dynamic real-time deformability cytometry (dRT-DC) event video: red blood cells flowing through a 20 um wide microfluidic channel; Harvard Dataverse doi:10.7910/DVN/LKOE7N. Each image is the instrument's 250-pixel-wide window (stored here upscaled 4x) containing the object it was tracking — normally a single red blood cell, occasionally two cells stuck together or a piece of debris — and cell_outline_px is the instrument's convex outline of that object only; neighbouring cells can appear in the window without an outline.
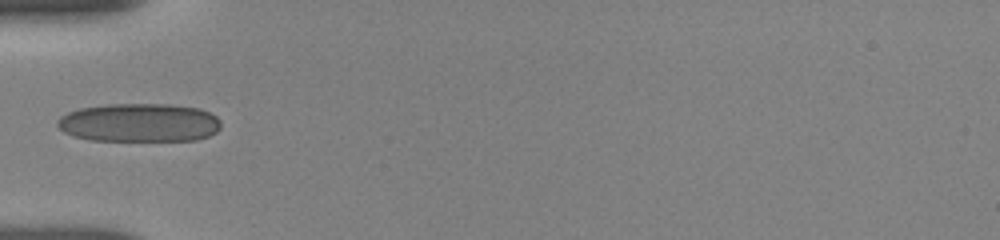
{"species": "human", "species_latin": "Homo sapiens", "temperature_condition": "room temperature", "stored_images_in_passage": 53, "camera_frame_rate_fps": 3000, "um_per_image_px": 0.085, "donor": {"sex": "female"}, "frame": {"image": 1, "passage_image": 1, "time_ms": 0.0, "image_size_px": [1000, 240], "cell_outline_px": [[220, 128], [216, 132], [208, 136], [196, 140], [88, 140], [72, 136], [64, 132], [56, 124], [56, 120], [60, 116], [68, 112], [80, 108], [108, 104], [168, 104], [200, 108], [216, 116], [220, 120]], "centroid_in_image_um": [11.82, 10.42], "position_along_channel_um": 73.2, "area_um2": 36.88}}
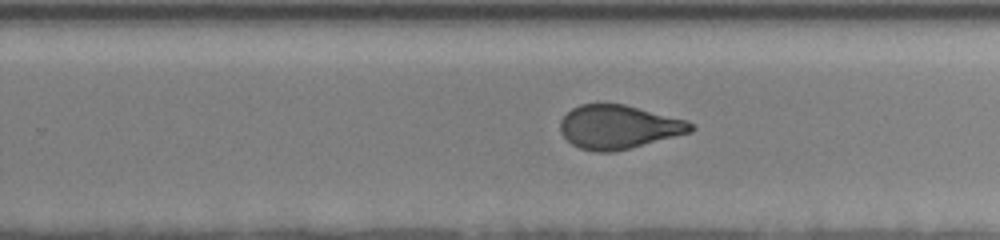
{"frame": {"image": 2, "passage_image": 22, "time_ms": 5.333, "image_size_px": [1000, 240], "cell_outline_px": [[696, 128], [692, 132], [612, 152], [596, 152], [580, 148], [572, 144], [560, 132], [560, 120], [572, 108], [580, 104], [624, 104], [688, 120], [696, 124]], "centroid_in_image_um": [52.61, 10.78], "position_along_channel_um": 277.2, "area_um2": 33.23}}
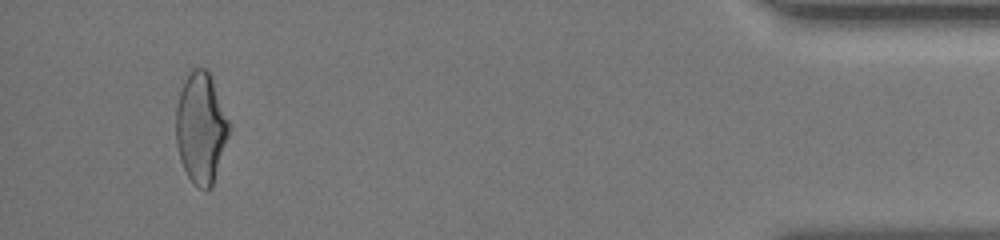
{"frame": {"image": 3, "passage_image": 51, "time_ms": 10.667, "image_size_px": [1000, 240], "cell_outline_px": [[232, 128], [212, 184], [204, 192], [188, 176], [180, 160], [176, 144], [176, 108], [180, 92], [188, 68], [208, 68]], "centroid_in_image_um": [17.08, 10.82], "position_along_channel_um": 418.1, "area_um2": 34.45}, "authors_computed_cell_mechanics": {"area_um2": 34.2754, "velocity_mm_per_s": 3.8246, "shape_relaxation_time_tau1_ms": 11.2044, "shape_relaxation_time_tau2_ms": 1.0505, "deformation_change_tau1": 0.2739, "deformation_change_tau2": 0.0639}}